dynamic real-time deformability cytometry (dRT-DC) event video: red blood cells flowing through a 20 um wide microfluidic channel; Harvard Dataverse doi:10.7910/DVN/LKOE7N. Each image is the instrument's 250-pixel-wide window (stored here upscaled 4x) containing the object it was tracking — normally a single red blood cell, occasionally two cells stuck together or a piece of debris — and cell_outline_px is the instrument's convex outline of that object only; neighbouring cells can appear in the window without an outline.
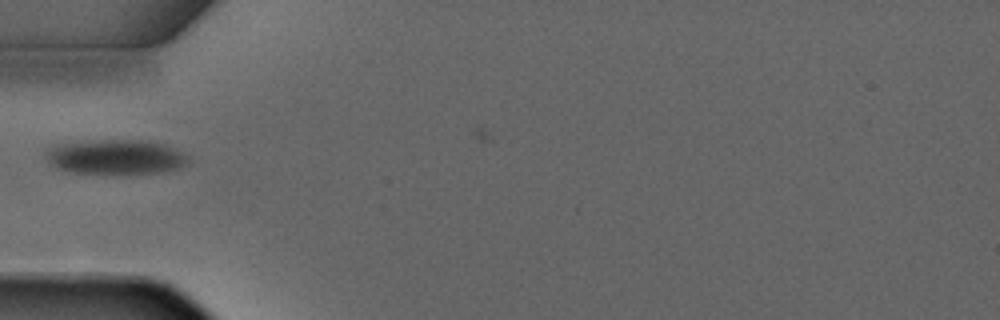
{"species": "common noctule bat (a hibernating species)", "species_latin": "Nyctalus noctula", "temperature_condition": "warm", "stored_images_in_passage": 2, "camera_frame_rate_fps": 3000, "um_per_image_px": 0.085, "animal": {"sex": "male", "forearm_length_mm": 52.5}, "frame": {"image": 1, "passage_image": 1, "time_ms": 0.0, "image_size_px": [1000, 320], "cell_outline_px": [[188, 164], [180, 168], [160, 172], [68, 172], [56, 168], [48, 164], [44, 156], [44, 148], [48, 144], [72, 140], [140, 140], [164, 144], [188, 156]], "centroid_in_image_um": [9.65, 13.29], "position_along_channel_um": 75.4, "area_um2": 29.19}}